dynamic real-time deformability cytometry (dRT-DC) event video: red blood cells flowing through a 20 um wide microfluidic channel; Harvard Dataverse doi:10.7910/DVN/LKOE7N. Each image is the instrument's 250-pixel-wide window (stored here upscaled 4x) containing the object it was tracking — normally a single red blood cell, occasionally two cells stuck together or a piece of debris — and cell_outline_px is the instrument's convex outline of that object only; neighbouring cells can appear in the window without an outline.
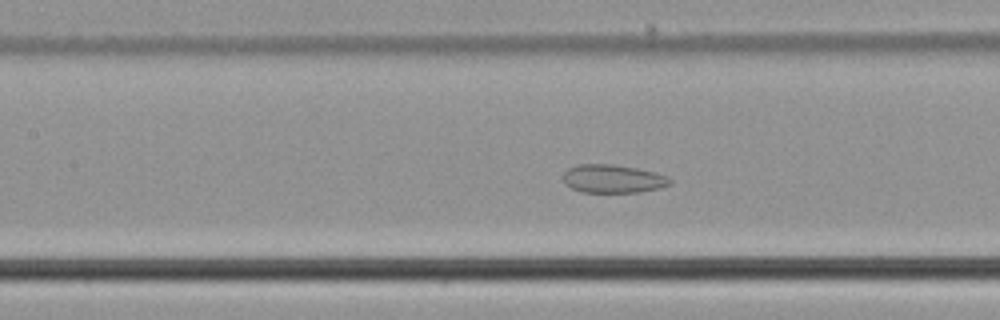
{"species": "common noctule bat (a hibernating species)", "species_latin": "Nyctalus noctula", "temperature_condition": "cold", "stored_images_in_passage": 54, "camera_frame_rate_fps": 3000, "um_per_image_px": 0.085, "animal": {"sex": "male", "body_mass_g": 21.5, "forearm_length_mm": 52.0}, "frame": {"image": 1, "passage_image": 24, "time_ms": 7.667, "image_size_px": [1000, 320], "cell_outline_px": [[672, 184], [660, 188], [640, 192], [584, 192], [572, 188], [564, 184], [564, 172], [568, 168], [576, 164], [612, 164], [636, 168], [656, 172], [668, 176], [672, 180]], "centroid_in_image_um": [52.13, 15.19], "position_along_channel_um": 155.3, "area_um2": 17.74}}
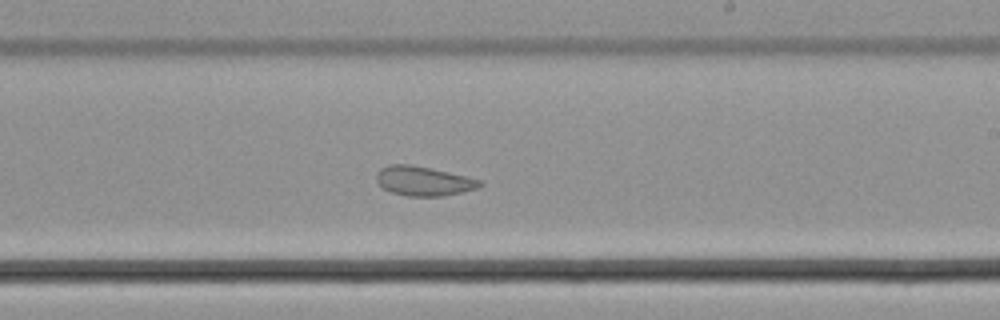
{"frame": {"image": 2, "passage_image": 32, "time_ms": 10.333, "image_size_px": [1000, 320], "cell_outline_px": [[484, 184], [476, 188], [444, 196], [408, 196], [392, 192], [384, 188], [376, 180], [376, 176], [380, 168], [388, 164], [408, 164], [448, 172], [480, 180]], "centroid_in_image_um": [35.97, 15.38], "position_along_channel_um": 253.0, "area_um2": 17.4}}
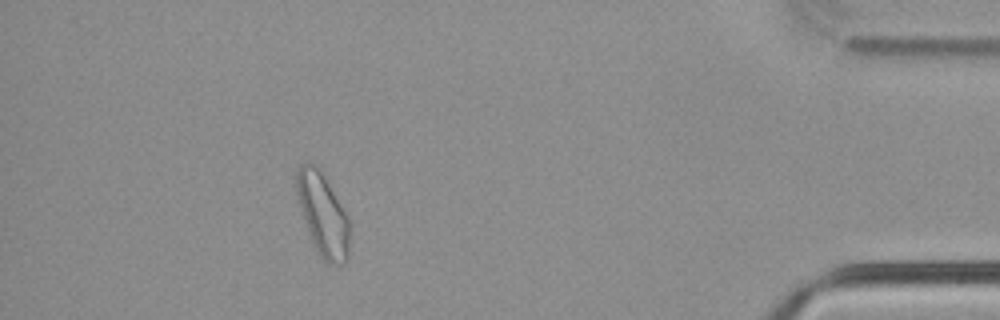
{"frame": {"image": 3, "passage_image": 49, "time_ms": 16.0, "image_size_px": [1000, 320], "cell_outline_px": [[348, 260], [344, 264], [328, 264], [320, 256], [312, 240], [296, 192], [296, 172], [300, 164], [308, 160], [320, 168], [324, 172], [348, 216]], "centroid_in_image_um": [27.45, 18.16], "position_along_channel_um": 407.7, "area_um2": 25.43}, "authors_computed_cell_mechanics": {"area_um2": 23.12, "velocity_mm_per_s": 3.6728, "shape_relaxation_time_tau1_ms": null, "shape_relaxation_time_tau2_ms": 1.3163, "deformation_change_tau1": null, "deformation_change_tau2": 0.0685}}